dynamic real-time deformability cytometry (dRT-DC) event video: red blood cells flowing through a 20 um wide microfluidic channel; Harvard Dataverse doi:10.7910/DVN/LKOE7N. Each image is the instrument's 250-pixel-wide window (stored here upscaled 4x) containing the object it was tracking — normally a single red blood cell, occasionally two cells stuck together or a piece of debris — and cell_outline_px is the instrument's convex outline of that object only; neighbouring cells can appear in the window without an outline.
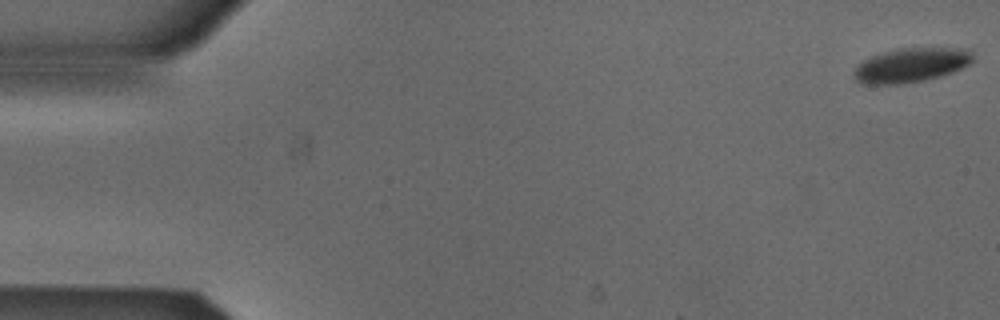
{"species": "Egyptian fruit bat (a non-hibernating species)", "species_latin": "Rousettus aegyptiacus", "temperature_condition": "cold", "stored_images_in_passage": 53, "camera_frame_rate_fps": 3000, "um_per_image_px": 0.085, "animal": {"sex": "male"}, "frame": {"image": 1, "passage_image": 1, "time_ms": 0.0, "image_size_px": [1000, 320], "cell_outline_px": [[972, 60], [968, 64], [952, 72], [940, 76], [924, 80], [904, 84], [864, 84], [856, 80], [852, 72], [864, 60], [872, 56], [896, 48], [972, 48]], "centroid_in_image_um": [77.45, 5.53], "position_along_channel_um": 7.6, "area_um2": 23.7}}
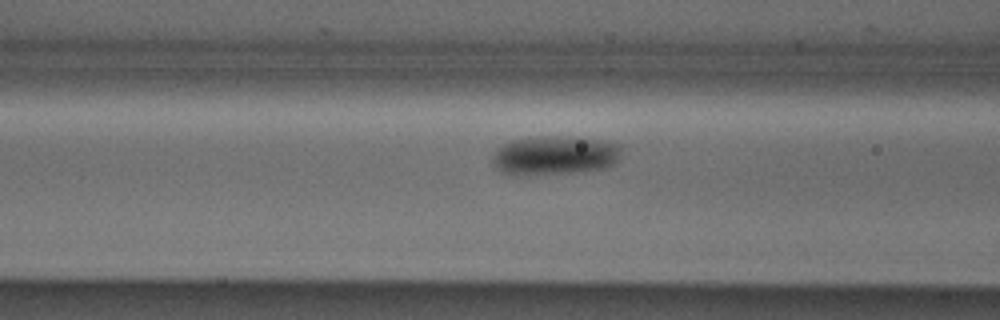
{"frame": {"image": 2, "passage_image": 21, "time_ms": 6.667, "image_size_px": [1000, 320], "cell_outline_px": [[620, 156], [616, 164], [608, 168], [584, 172], [532, 176], [508, 176], [500, 172], [492, 164], [492, 156], [496, 148], [512, 140], [536, 136], [568, 136], [604, 140], [620, 144]], "centroid_in_image_um": [47.13, 13.24], "position_along_channel_um": 119.5, "area_um2": 30.63}}
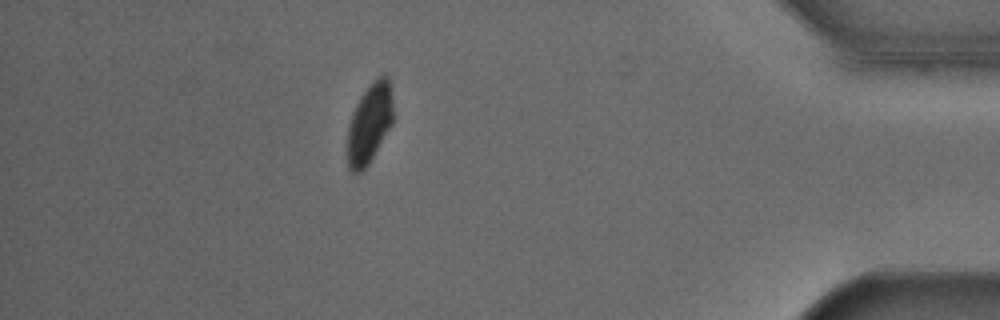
{"frame": {"image": 3, "passage_image": 47, "time_ms": 15.333, "image_size_px": [1000, 320], "cell_outline_px": [[396, 116], [392, 124], [368, 164], [360, 172], [352, 172], [348, 168], [348, 124], [352, 112], [360, 96], [368, 84], [372, 80], [384, 72], [388, 76]], "centroid_in_image_um": [31.44, 10.4], "position_along_channel_um": 403.8, "area_um2": 21.73}, "authors_computed_cell_mechanics": {"area_um2": 26.2412, "velocity_mm_per_s": 3.8418, "shape_relaxation_time_tau1_ms": 4.0701, "shape_relaxation_time_tau2_ms": null, "deformation_change_tau1": 0.0842, "deformation_change_tau2": null}}